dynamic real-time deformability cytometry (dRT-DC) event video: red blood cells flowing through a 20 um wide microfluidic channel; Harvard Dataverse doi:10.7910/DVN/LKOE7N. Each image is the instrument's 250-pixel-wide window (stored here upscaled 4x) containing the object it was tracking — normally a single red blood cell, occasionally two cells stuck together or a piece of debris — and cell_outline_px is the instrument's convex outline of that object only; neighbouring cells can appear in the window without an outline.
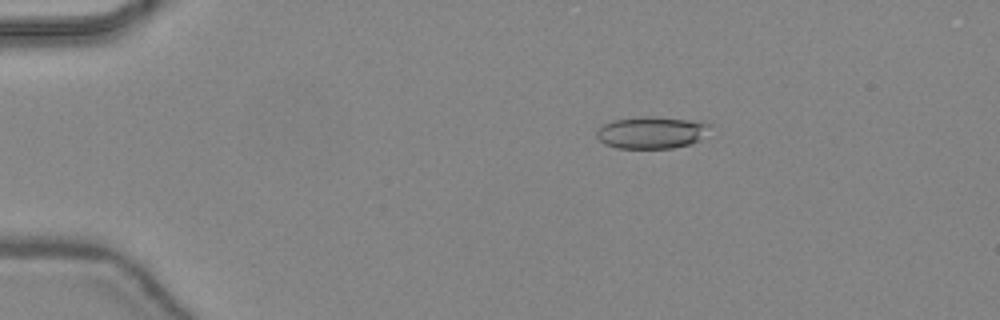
{"species": "common noctule bat (a hibernating species)", "species_latin": "Nyctalus noctula", "temperature_condition": "warm", "stored_images_in_passage": 39, "camera_frame_rate_fps": 3000, "um_per_image_px": 0.085, "animal": {"sex": "female", "body_mass_g": 24.6, "forearm_length_mm": 56.2}, "frame": {"image": 1, "passage_image": 1, "time_ms": 0.0, "image_size_px": [1000, 320], "cell_outline_px": [[712, 124], [700, 140], [688, 144], [672, 148], [616, 148], [604, 144], [596, 136], [596, 128], [612, 120], [648, 116], [652, 116], [704, 120]], "centroid_in_image_um": [55.4, 11.24], "position_along_channel_um": 29.6, "area_um2": 21.5}}
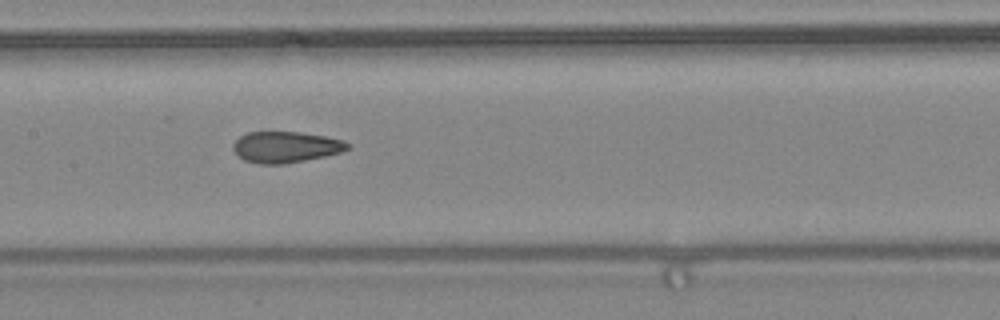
{"frame": {"image": 2, "passage_image": 16, "time_ms": 5.0, "image_size_px": [1000, 320], "cell_outline_px": [[352, 148], [340, 152], [324, 156], [284, 164], [260, 164], [244, 160], [236, 156], [232, 148], [232, 144], [240, 136], [248, 132], [300, 132], [324, 136], [340, 140], [352, 144]], "centroid_in_image_um": [24.26, 12.5], "position_along_channel_um": 183.1, "area_um2": 20.81}}
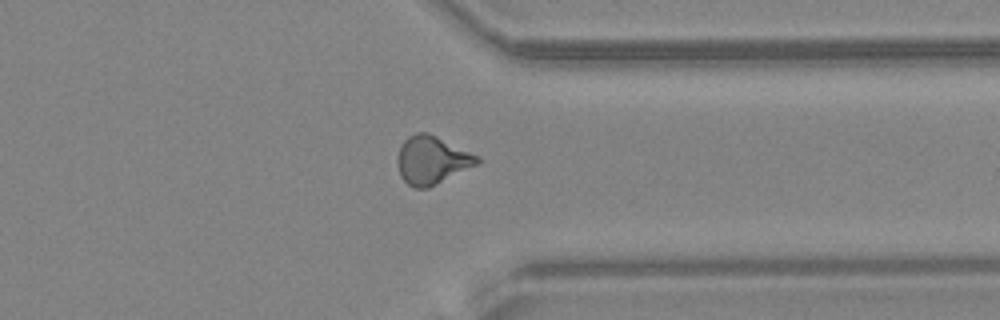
{"frame": {"image": 3, "passage_image": 29, "time_ms": 9.333, "image_size_px": [1000, 320], "cell_outline_px": [[480, 164], [428, 188], [416, 188], [408, 184], [400, 176], [396, 160], [400, 144], [408, 136], [416, 132], [428, 132], [480, 156]], "centroid_in_image_um": [36.71, 13.6], "position_along_channel_um": 374.7, "area_um2": 22.66}, "authors_computed_cell_mechanics": {"area_um2": 21.1548, "velocity_mm_per_s": 4.4784, "shape_relaxation_time_tau1_ms": null, "shape_relaxation_time_tau2_ms": 1.5996, "deformation_change_tau1": null, "deformation_change_tau2": 0.094}}